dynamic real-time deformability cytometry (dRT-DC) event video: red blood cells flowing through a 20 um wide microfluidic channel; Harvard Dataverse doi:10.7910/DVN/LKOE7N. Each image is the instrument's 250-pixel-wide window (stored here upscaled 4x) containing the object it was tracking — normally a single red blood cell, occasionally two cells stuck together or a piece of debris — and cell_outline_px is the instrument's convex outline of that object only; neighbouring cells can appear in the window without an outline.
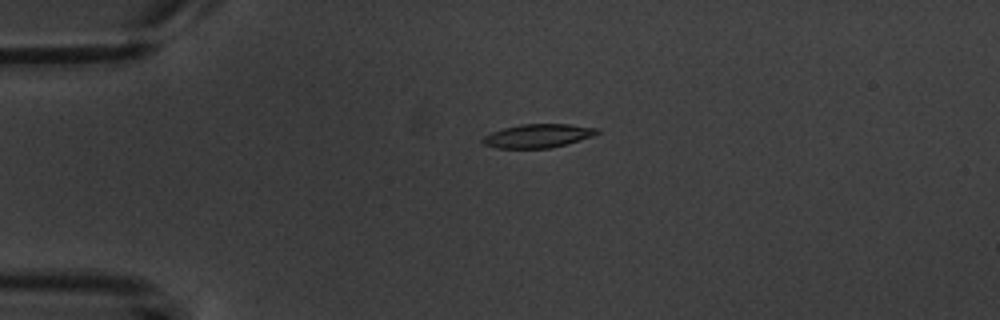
{"species": "common noctule bat (a hibernating species)", "species_latin": "Nyctalus noctula", "temperature_condition": "warm", "stored_images_in_passage": 5, "camera_frame_rate_fps": 3000, "um_per_image_px": 0.085, "animal": {"sex": "male", "body_mass_g": 20.1, "forearm_length_mm": 53.5}, "frame": {"image": 1, "passage_image": 5, "time_ms": 4.667, "image_size_px": [1000, 320], "cell_outline_px": [[600, 132], [592, 136], [580, 140], [552, 148], [496, 148], [484, 144], [480, 140], [484, 136], [492, 132], [504, 128], [520, 124], [568, 124], [600, 128]], "centroid_in_image_um": [45.73, 11.54], "position_along_channel_um": 39.3, "area_um2": 15.78}}